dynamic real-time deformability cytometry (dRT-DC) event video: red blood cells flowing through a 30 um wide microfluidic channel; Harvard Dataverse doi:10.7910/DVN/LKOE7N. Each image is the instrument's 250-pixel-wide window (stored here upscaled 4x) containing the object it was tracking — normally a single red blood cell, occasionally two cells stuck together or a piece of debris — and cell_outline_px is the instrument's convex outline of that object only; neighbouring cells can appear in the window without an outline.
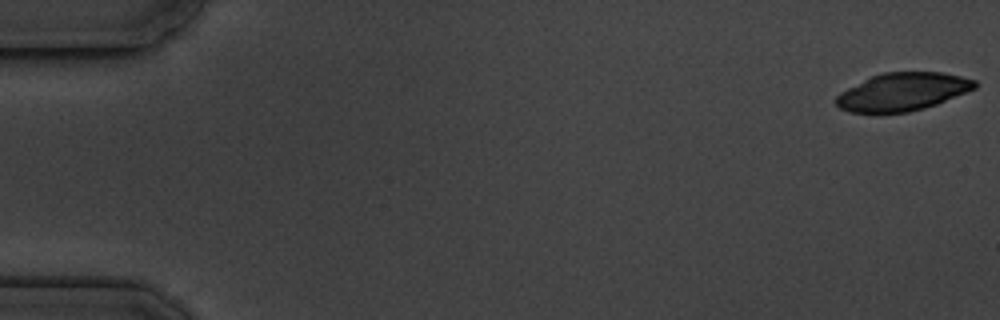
{"species": "common noctule bat (a hibernating species)", "species_latin": "Nyctalus noctula", "temperature_condition": "cold", "stored_images_in_passage": 8, "camera_frame_rate_fps": 3000, "um_per_image_px": 0.085, "animal": {"sex": "male", "body_mass_g": 19.5, "forearm_length_mm": 54.6}, "frame": {"image": 1, "passage_image": 1, "time_ms": 0.0, "image_size_px": [1000, 320], "cell_outline_px": [[976, 88], [936, 104], [924, 108], [908, 112], [852, 112], [840, 108], [836, 104], [836, 96], [840, 92], [872, 76], [884, 72], [940, 72], [960, 76], [976, 80]], "centroid_in_image_um": [76.73, 7.79], "position_along_channel_um": 8.3, "area_um2": 30.17}}